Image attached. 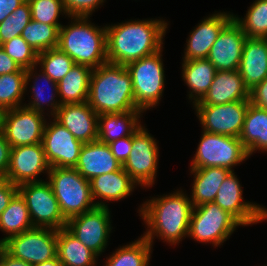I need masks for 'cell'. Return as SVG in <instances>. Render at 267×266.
Returning a JSON list of instances; mask_svg holds the SVG:
<instances>
[{"instance_id": "52a82bcc", "label": "cell", "mask_w": 267, "mask_h": 266, "mask_svg": "<svg viewBox=\"0 0 267 266\" xmlns=\"http://www.w3.org/2000/svg\"><path fill=\"white\" fill-rule=\"evenodd\" d=\"M202 133L190 165L191 169L223 167L233 171V166L241 164L249 158L239 137L220 135L204 130Z\"/></svg>"}, {"instance_id": "484cf974", "label": "cell", "mask_w": 267, "mask_h": 266, "mask_svg": "<svg viewBox=\"0 0 267 266\" xmlns=\"http://www.w3.org/2000/svg\"><path fill=\"white\" fill-rule=\"evenodd\" d=\"M250 157L255 151L267 152V110L250 103L239 136Z\"/></svg>"}, {"instance_id": "bcb514c9", "label": "cell", "mask_w": 267, "mask_h": 266, "mask_svg": "<svg viewBox=\"0 0 267 266\" xmlns=\"http://www.w3.org/2000/svg\"><path fill=\"white\" fill-rule=\"evenodd\" d=\"M22 68L0 46V75L19 72Z\"/></svg>"}, {"instance_id": "b9f144b4", "label": "cell", "mask_w": 267, "mask_h": 266, "mask_svg": "<svg viewBox=\"0 0 267 266\" xmlns=\"http://www.w3.org/2000/svg\"><path fill=\"white\" fill-rule=\"evenodd\" d=\"M133 135L127 136L109 143L112 154L117 161L123 165L130 155L132 150Z\"/></svg>"}, {"instance_id": "9c48e42d", "label": "cell", "mask_w": 267, "mask_h": 266, "mask_svg": "<svg viewBox=\"0 0 267 266\" xmlns=\"http://www.w3.org/2000/svg\"><path fill=\"white\" fill-rule=\"evenodd\" d=\"M18 192L24 198L31 222L34 227L60 230L66 227L59 203L46 181L25 183L18 186Z\"/></svg>"}, {"instance_id": "7c38bea8", "label": "cell", "mask_w": 267, "mask_h": 266, "mask_svg": "<svg viewBox=\"0 0 267 266\" xmlns=\"http://www.w3.org/2000/svg\"><path fill=\"white\" fill-rule=\"evenodd\" d=\"M108 206H96L67 220L66 229L98 256L105 251L111 227Z\"/></svg>"}, {"instance_id": "ab89813d", "label": "cell", "mask_w": 267, "mask_h": 266, "mask_svg": "<svg viewBox=\"0 0 267 266\" xmlns=\"http://www.w3.org/2000/svg\"><path fill=\"white\" fill-rule=\"evenodd\" d=\"M0 46L21 68L28 69L38 66V53L21 36L14 37Z\"/></svg>"}, {"instance_id": "ee69618b", "label": "cell", "mask_w": 267, "mask_h": 266, "mask_svg": "<svg viewBox=\"0 0 267 266\" xmlns=\"http://www.w3.org/2000/svg\"><path fill=\"white\" fill-rule=\"evenodd\" d=\"M250 103L267 110V78L250 90Z\"/></svg>"}, {"instance_id": "816d5d0a", "label": "cell", "mask_w": 267, "mask_h": 266, "mask_svg": "<svg viewBox=\"0 0 267 266\" xmlns=\"http://www.w3.org/2000/svg\"><path fill=\"white\" fill-rule=\"evenodd\" d=\"M2 249H3V244L0 243V254H1Z\"/></svg>"}, {"instance_id": "4dcf8cb0", "label": "cell", "mask_w": 267, "mask_h": 266, "mask_svg": "<svg viewBox=\"0 0 267 266\" xmlns=\"http://www.w3.org/2000/svg\"><path fill=\"white\" fill-rule=\"evenodd\" d=\"M37 69L36 66H33L32 68H28L25 71V90L27 91V86L28 82L31 81V79L34 77V85L30 86L31 87V94H33L31 97V101L28 103V105L25 103L24 106L35 110L37 112L44 113L45 109V104L49 107L50 106V113L51 116H54L58 109L61 107V102L60 100L57 101L56 98L58 95V85L57 82L53 81L46 73L41 71L39 74L36 73L34 70ZM35 72V73H34ZM36 74V75H35ZM38 74V75H37ZM41 77V78H40ZM44 81V83L49 85L50 89L52 90L51 94L48 96L43 95L44 93V88L45 87H40L39 81L38 80ZM42 82V81H41ZM46 84L44 86H46ZM51 85V86H50ZM44 89V90H43ZM49 89V88H48ZM46 92V91H45ZM54 92V93H53ZM48 97V98H47ZM56 97V98H55ZM55 98V99H54ZM49 99V100H48Z\"/></svg>"}, {"instance_id": "7402d4cb", "label": "cell", "mask_w": 267, "mask_h": 266, "mask_svg": "<svg viewBox=\"0 0 267 266\" xmlns=\"http://www.w3.org/2000/svg\"><path fill=\"white\" fill-rule=\"evenodd\" d=\"M122 165L112 154L108 144L99 140L84 143L75 169L87 180L119 170Z\"/></svg>"}, {"instance_id": "ba28073f", "label": "cell", "mask_w": 267, "mask_h": 266, "mask_svg": "<svg viewBox=\"0 0 267 266\" xmlns=\"http://www.w3.org/2000/svg\"><path fill=\"white\" fill-rule=\"evenodd\" d=\"M238 226H242L231 214L214 202L193 207L188 237L201 243L220 246Z\"/></svg>"}, {"instance_id": "f1b7e54d", "label": "cell", "mask_w": 267, "mask_h": 266, "mask_svg": "<svg viewBox=\"0 0 267 266\" xmlns=\"http://www.w3.org/2000/svg\"><path fill=\"white\" fill-rule=\"evenodd\" d=\"M92 71L88 66L75 64L57 83L61 105L84 103L88 100Z\"/></svg>"}, {"instance_id": "8992f818", "label": "cell", "mask_w": 267, "mask_h": 266, "mask_svg": "<svg viewBox=\"0 0 267 266\" xmlns=\"http://www.w3.org/2000/svg\"><path fill=\"white\" fill-rule=\"evenodd\" d=\"M161 52L162 49L125 65L131 76L136 107L142 112L155 107L163 95L165 71Z\"/></svg>"}, {"instance_id": "5b68a950", "label": "cell", "mask_w": 267, "mask_h": 266, "mask_svg": "<svg viewBox=\"0 0 267 266\" xmlns=\"http://www.w3.org/2000/svg\"><path fill=\"white\" fill-rule=\"evenodd\" d=\"M47 181L59 203L63 217L68 220L96 207L90 182L75 168L51 167Z\"/></svg>"}, {"instance_id": "ffe728a7", "label": "cell", "mask_w": 267, "mask_h": 266, "mask_svg": "<svg viewBox=\"0 0 267 266\" xmlns=\"http://www.w3.org/2000/svg\"><path fill=\"white\" fill-rule=\"evenodd\" d=\"M233 14L214 13L204 18L186 40L183 60L205 59L222 29L233 19Z\"/></svg>"}, {"instance_id": "44dd1931", "label": "cell", "mask_w": 267, "mask_h": 266, "mask_svg": "<svg viewBox=\"0 0 267 266\" xmlns=\"http://www.w3.org/2000/svg\"><path fill=\"white\" fill-rule=\"evenodd\" d=\"M239 70L217 71L205 96L193 105H221L235 101H250Z\"/></svg>"}, {"instance_id": "5bb4252c", "label": "cell", "mask_w": 267, "mask_h": 266, "mask_svg": "<svg viewBox=\"0 0 267 266\" xmlns=\"http://www.w3.org/2000/svg\"><path fill=\"white\" fill-rule=\"evenodd\" d=\"M44 114L24 105L7 109L4 135L11 148L42 143L47 122Z\"/></svg>"}, {"instance_id": "3957f363", "label": "cell", "mask_w": 267, "mask_h": 266, "mask_svg": "<svg viewBox=\"0 0 267 266\" xmlns=\"http://www.w3.org/2000/svg\"><path fill=\"white\" fill-rule=\"evenodd\" d=\"M87 102L98 115L141 111L136 107L126 66L108 62L93 69Z\"/></svg>"}, {"instance_id": "7dc6e473", "label": "cell", "mask_w": 267, "mask_h": 266, "mask_svg": "<svg viewBox=\"0 0 267 266\" xmlns=\"http://www.w3.org/2000/svg\"><path fill=\"white\" fill-rule=\"evenodd\" d=\"M26 0H0V23Z\"/></svg>"}, {"instance_id": "d4e9b609", "label": "cell", "mask_w": 267, "mask_h": 266, "mask_svg": "<svg viewBox=\"0 0 267 266\" xmlns=\"http://www.w3.org/2000/svg\"><path fill=\"white\" fill-rule=\"evenodd\" d=\"M142 111L98 115V140L109 144L133 135L140 127Z\"/></svg>"}, {"instance_id": "e0dca14e", "label": "cell", "mask_w": 267, "mask_h": 266, "mask_svg": "<svg viewBox=\"0 0 267 266\" xmlns=\"http://www.w3.org/2000/svg\"><path fill=\"white\" fill-rule=\"evenodd\" d=\"M50 168L42 143L12 147L10 150V164L4 179L9 180L16 186L42 182L44 180L37 179L38 175L48 173Z\"/></svg>"}, {"instance_id": "4fadbf2b", "label": "cell", "mask_w": 267, "mask_h": 266, "mask_svg": "<svg viewBox=\"0 0 267 266\" xmlns=\"http://www.w3.org/2000/svg\"><path fill=\"white\" fill-rule=\"evenodd\" d=\"M250 101H235L221 105H194L203 130L239 137Z\"/></svg>"}, {"instance_id": "836d02e7", "label": "cell", "mask_w": 267, "mask_h": 266, "mask_svg": "<svg viewBox=\"0 0 267 266\" xmlns=\"http://www.w3.org/2000/svg\"><path fill=\"white\" fill-rule=\"evenodd\" d=\"M61 26L40 23L31 19L20 36L35 52L41 53L57 47Z\"/></svg>"}, {"instance_id": "f6af8a7d", "label": "cell", "mask_w": 267, "mask_h": 266, "mask_svg": "<svg viewBox=\"0 0 267 266\" xmlns=\"http://www.w3.org/2000/svg\"><path fill=\"white\" fill-rule=\"evenodd\" d=\"M11 146L6 141L4 133H0V178H4L10 164Z\"/></svg>"}, {"instance_id": "c3c4849f", "label": "cell", "mask_w": 267, "mask_h": 266, "mask_svg": "<svg viewBox=\"0 0 267 266\" xmlns=\"http://www.w3.org/2000/svg\"><path fill=\"white\" fill-rule=\"evenodd\" d=\"M0 266H34L11 256L4 248L0 254Z\"/></svg>"}, {"instance_id": "ac0fdd59", "label": "cell", "mask_w": 267, "mask_h": 266, "mask_svg": "<svg viewBox=\"0 0 267 266\" xmlns=\"http://www.w3.org/2000/svg\"><path fill=\"white\" fill-rule=\"evenodd\" d=\"M246 38L241 26L232 19L218 35L207 59L217 71L238 70Z\"/></svg>"}, {"instance_id": "e575fe53", "label": "cell", "mask_w": 267, "mask_h": 266, "mask_svg": "<svg viewBox=\"0 0 267 266\" xmlns=\"http://www.w3.org/2000/svg\"><path fill=\"white\" fill-rule=\"evenodd\" d=\"M244 17L233 19L247 37L267 38V0H255Z\"/></svg>"}, {"instance_id": "83f0119b", "label": "cell", "mask_w": 267, "mask_h": 266, "mask_svg": "<svg viewBox=\"0 0 267 266\" xmlns=\"http://www.w3.org/2000/svg\"><path fill=\"white\" fill-rule=\"evenodd\" d=\"M217 69L205 59L183 60L182 77L190 88L189 98L193 104L200 101L208 92Z\"/></svg>"}, {"instance_id": "4316f807", "label": "cell", "mask_w": 267, "mask_h": 266, "mask_svg": "<svg viewBox=\"0 0 267 266\" xmlns=\"http://www.w3.org/2000/svg\"><path fill=\"white\" fill-rule=\"evenodd\" d=\"M231 170L223 167H206L191 169L193 174L192 195L190 200L193 207L207 202H213L218 190Z\"/></svg>"}, {"instance_id": "1f68e13d", "label": "cell", "mask_w": 267, "mask_h": 266, "mask_svg": "<svg viewBox=\"0 0 267 266\" xmlns=\"http://www.w3.org/2000/svg\"><path fill=\"white\" fill-rule=\"evenodd\" d=\"M34 228L24 198L18 192L0 216V230L7 235L0 239L3 244L10 237Z\"/></svg>"}, {"instance_id": "7bdbcfd3", "label": "cell", "mask_w": 267, "mask_h": 266, "mask_svg": "<svg viewBox=\"0 0 267 266\" xmlns=\"http://www.w3.org/2000/svg\"><path fill=\"white\" fill-rule=\"evenodd\" d=\"M17 193L18 186L9 180L0 178V216Z\"/></svg>"}, {"instance_id": "f546056e", "label": "cell", "mask_w": 267, "mask_h": 266, "mask_svg": "<svg viewBox=\"0 0 267 266\" xmlns=\"http://www.w3.org/2000/svg\"><path fill=\"white\" fill-rule=\"evenodd\" d=\"M57 256L63 266H96L98 255L75 238L66 228L57 232Z\"/></svg>"}, {"instance_id": "d6a6232c", "label": "cell", "mask_w": 267, "mask_h": 266, "mask_svg": "<svg viewBox=\"0 0 267 266\" xmlns=\"http://www.w3.org/2000/svg\"><path fill=\"white\" fill-rule=\"evenodd\" d=\"M152 245L141 236L117 249L107 258L105 266H149Z\"/></svg>"}, {"instance_id": "9a60e30c", "label": "cell", "mask_w": 267, "mask_h": 266, "mask_svg": "<svg viewBox=\"0 0 267 266\" xmlns=\"http://www.w3.org/2000/svg\"><path fill=\"white\" fill-rule=\"evenodd\" d=\"M241 188L240 181L233 170L221 184L213 202L231 214L242 226L267 220V209L258 204L243 201Z\"/></svg>"}, {"instance_id": "d6986e66", "label": "cell", "mask_w": 267, "mask_h": 266, "mask_svg": "<svg viewBox=\"0 0 267 266\" xmlns=\"http://www.w3.org/2000/svg\"><path fill=\"white\" fill-rule=\"evenodd\" d=\"M53 118L83 143L98 140V114L87 101L63 104Z\"/></svg>"}, {"instance_id": "f35d334b", "label": "cell", "mask_w": 267, "mask_h": 266, "mask_svg": "<svg viewBox=\"0 0 267 266\" xmlns=\"http://www.w3.org/2000/svg\"><path fill=\"white\" fill-rule=\"evenodd\" d=\"M31 8V19L49 25H62L58 18L67 15L62 0H27Z\"/></svg>"}, {"instance_id": "7a4b0ae2", "label": "cell", "mask_w": 267, "mask_h": 266, "mask_svg": "<svg viewBox=\"0 0 267 266\" xmlns=\"http://www.w3.org/2000/svg\"><path fill=\"white\" fill-rule=\"evenodd\" d=\"M192 210V202L182 190L147 200L138 209L148 226L143 237L151 245L155 236L170 245L178 244L188 236Z\"/></svg>"}, {"instance_id": "6da1fadb", "label": "cell", "mask_w": 267, "mask_h": 266, "mask_svg": "<svg viewBox=\"0 0 267 266\" xmlns=\"http://www.w3.org/2000/svg\"><path fill=\"white\" fill-rule=\"evenodd\" d=\"M168 25L160 19L106 25L108 63L126 65L158 52L163 48V37Z\"/></svg>"}, {"instance_id": "681fc988", "label": "cell", "mask_w": 267, "mask_h": 266, "mask_svg": "<svg viewBox=\"0 0 267 266\" xmlns=\"http://www.w3.org/2000/svg\"><path fill=\"white\" fill-rule=\"evenodd\" d=\"M34 266H63L62 263L60 262L58 256L51 259V260H48V261H45L43 263H39V264H36Z\"/></svg>"}, {"instance_id": "8fae6325", "label": "cell", "mask_w": 267, "mask_h": 266, "mask_svg": "<svg viewBox=\"0 0 267 266\" xmlns=\"http://www.w3.org/2000/svg\"><path fill=\"white\" fill-rule=\"evenodd\" d=\"M159 149L156 139L144 126L133 134L132 150L122 168L141 187L154 184L158 169Z\"/></svg>"}, {"instance_id": "603a6c76", "label": "cell", "mask_w": 267, "mask_h": 266, "mask_svg": "<svg viewBox=\"0 0 267 266\" xmlns=\"http://www.w3.org/2000/svg\"><path fill=\"white\" fill-rule=\"evenodd\" d=\"M238 70L249 91L267 78V38H246Z\"/></svg>"}, {"instance_id": "60d3db41", "label": "cell", "mask_w": 267, "mask_h": 266, "mask_svg": "<svg viewBox=\"0 0 267 266\" xmlns=\"http://www.w3.org/2000/svg\"><path fill=\"white\" fill-rule=\"evenodd\" d=\"M105 0H62L67 16L89 17Z\"/></svg>"}, {"instance_id": "d590c367", "label": "cell", "mask_w": 267, "mask_h": 266, "mask_svg": "<svg viewBox=\"0 0 267 266\" xmlns=\"http://www.w3.org/2000/svg\"><path fill=\"white\" fill-rule=\"evenodd\" d=\"M37 64L41 66V71L46 73L57 83L66 76L75 65L74 60L58 47L38 53Z\"/></svg>"}, {"instance_id": "30bf717a", "label": "cell", "mask_w": 267, "mask_h": 266, "mask_svg": "<svg viewBox=\"0 0 267 266\" xmlns=\"http://www.w3.org/2000/svg\"><path fill=\"white\" fill-rule=\"evenodd\" d=\"M57 232L51 228L34 227L10 237L3 248L13 257L31 265L57 257Z\"/></svg>"}, {"instance_id": "f907efd6", "label": "cell", "mask_w": 267, "mask_h": 266, "mask_svg": "<svg viewBox=\"0 0 267 266\" xmlns=\"http://www.w3.org/2000/svg\"><path fill=\"white\" fill-rule=\"evenodd\" d=\"M6 112H7V109L3 106H0V133H4Z\"/></svg>"}, {"instance_id": "277c9868", "label": "cell", "mask_w": 267, "mask_h": 266, "mask_svg": "<svg viewBox=\"0 0 267 266\" xmlns=\"http://www.w3.org/2000/svg\"><path fill=\"white\" fill-rule=\"evenodd\" d=\"M88 18L90 17L72 16V24L62 25L57 47L74 60L75 64L95 69L108 62L106 27H96L88 22Z\"/></svg>"}, {"instance_id": "2e32d148", "label": "cell", "mask_w": 267, "mask_h": 266, "mask_svg": "<svg viewBox=\"0 0 267 266\" xmlns=\"http://www.w3.org/2000/svg\"><path fill=\"white\" fill-rule=\"evenodd\" d=\"M53 121V122H52ZM46 122L42 145L50 167L75 168L83 142L75 137L60 123L53 119Z\"/></svg>"}, {"instance_id": "74e56055", "label": "cell", "mask_w": 267, "mask_h": 266, "mask_svg": "<svg viewBox=\"0 0 267 266\" xmlns=\"http://www.w3.org/2000/svg\"><path fill=\"white\" fill-rule=\"evenodd\" d=\"M31 20V8L26 0L0 23V45L20 36Z\"/></svg>"}, {"instance_id": "8d00e7d4", "label": "cell", "mask_w": 267, "mask_h": 266, "mask_svg": "<svg viewBox=\"0 0 267 266\" xmlns=\"http://www.w3.org/2000/svg\"><path fill=\"white\" fill-rule=\"evenodd\" d=\"M25 71L0 75V106L13 109L22 106V97L25 93Z\"/></svg>"}, {"instance_id": "cb8c5ba5", "label": "cell", "mask_w": 267, "mask_h": 266, "mask_svg": "<svg viewBox=\"0 0 267 266\" xmlns=\"http://www.w3.org/2000/svg\"><path fill=\"white\" fill-rule=\"evenodd\" d=\"M89 182L92 198L96 206H107L108 204L105 201L114 202L124 199L137 186V183L122 167L115 172L98 175L89 180ZM97 198L105 201L96 202Z\"/></svg>"}]
</instances>
